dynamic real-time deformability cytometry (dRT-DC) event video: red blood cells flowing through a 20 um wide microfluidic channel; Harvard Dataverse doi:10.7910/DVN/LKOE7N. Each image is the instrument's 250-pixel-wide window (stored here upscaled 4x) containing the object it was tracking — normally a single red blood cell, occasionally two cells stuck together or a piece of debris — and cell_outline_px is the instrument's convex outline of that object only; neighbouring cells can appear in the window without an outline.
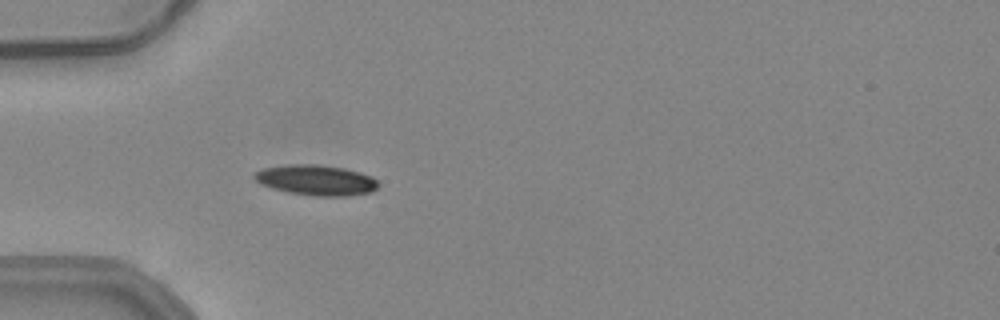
{"species": "common noctule bat (a hibernating species)", "species_latin": "Nyctalus noctula", "temperature_condition": "warm", "stored_images_in_passage": 37, "camera_frame_rate_fps": 3000, "um_per_image_px": 0.085, "animal": {"sex": "female", "body_mass_g": 24.6, "forearm_length_mm": 56.2}, "frame": {"image": 1, "passage_image": 1, "time_ms": 0.0, "image_size_px": [1000, 320], "cell_outline_px": [[380, 184], [372, 192], [348, 196], [316, 196], [288, 192], [272, 188], [260, 184], [252, 176], [252, 172], [264, 168], [292, 164], [320, 164], [344, 168], [360, 172], [372, 176]], "centroid_in_image_um": [26.87, 15.31], "position_along_channel_um": 58.1, "area_um2": 22.14}}
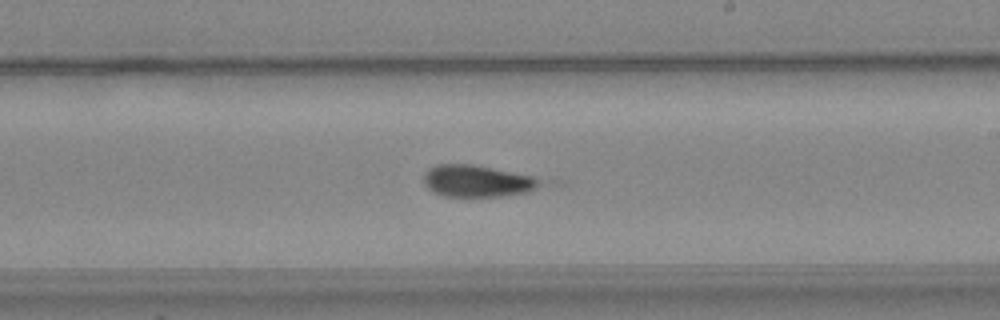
{"frame": {"image": 2, "passage_image": 16, "time_ms": 5.0, "image_size_px": [1000, 320], "cell_outline_px": [[564, 184], [528, 192], [500, 196], [444, 196], [432, 192], [424, 184], [424, 172], [428, 168], [436, 164], [472, 164], [560, 180]], "centroid_in_image_um": [40.95, 15.39], "position_along_channel_um": 248.1, "area_um2": 23.35}}
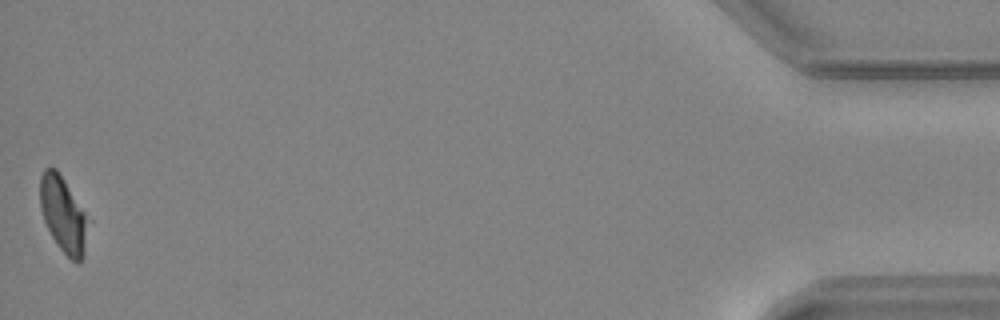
{"frame": {"image": 3, "passage_image": 37, "time_ms": 12.0, "image_size_px": [1000, 320], "cell_outline_px": [[92, 220], [84, 256], [76, 264], [56, 244], [44, 220], [40, 208], [40, 176], [44, 168], [56, 168]], "centroid_in_image_um": [5.44, 18.26], "position_along_channel_um": 429.8, "area_um2": 21.79}}